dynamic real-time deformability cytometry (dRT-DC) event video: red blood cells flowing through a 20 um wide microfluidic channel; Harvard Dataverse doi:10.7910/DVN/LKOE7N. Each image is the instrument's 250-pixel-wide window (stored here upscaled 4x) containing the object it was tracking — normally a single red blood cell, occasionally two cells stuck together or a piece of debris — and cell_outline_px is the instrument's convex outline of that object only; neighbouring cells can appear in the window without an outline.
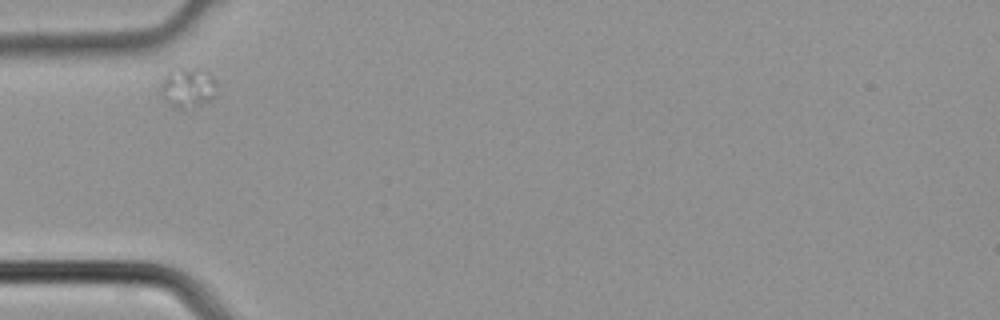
{"species": "common noctule bat (a hibernating species)", "species_latin": "Nyctalus noctula", "temperature_condition": "cold", "stored_images_in_passage": 1, "camera_frame_rate_fps": 3000, "um_per_image_px": 0.085, "animal": {"sex": "male", "body_mass_g": 21.5, "forearm_length_mm": 52.0}, "frame": {"image": 1, "passage_image": 1, "time_ms": 0.0, "image_size_px": [1000, 320], "cell_outline_px": [[216, 84], [212, 96], [208, 100], [184, 112], [168, 104], [160, 92], [160, 88], [164, 80], [168, 76], [180, 68], [200, 68], [208, 72], [212, 76]], "centroid_in_image_um": [15.96, 7.49], "position_along_channel_um": 69.0, "area_um2": 12.72}}